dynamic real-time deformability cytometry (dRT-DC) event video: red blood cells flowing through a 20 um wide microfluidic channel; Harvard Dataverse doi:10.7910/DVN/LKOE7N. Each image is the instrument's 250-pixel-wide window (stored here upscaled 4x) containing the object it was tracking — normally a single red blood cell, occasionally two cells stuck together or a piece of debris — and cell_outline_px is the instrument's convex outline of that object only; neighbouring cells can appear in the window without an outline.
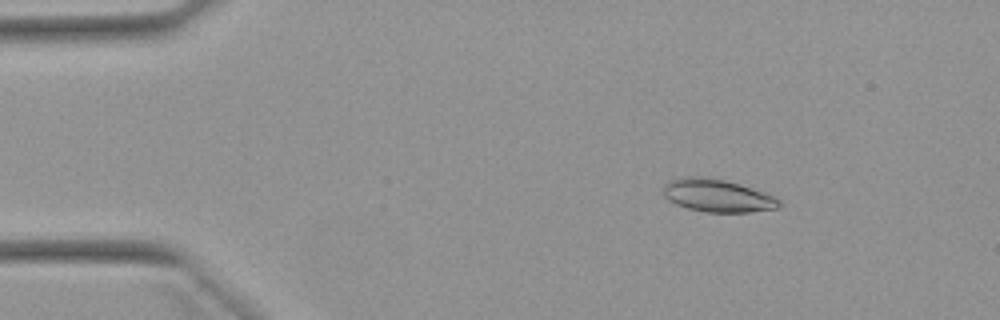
{"species": "Egyptian fruit bat (a non-hibernating species)", "species_latin": "Rousettus aegyptiacus", "temperature_condition": "warm", "stored_images_in_passage": 51, "camera_frame_rate_fps": 3000, "um_per_image_px": 0.085, "animal": {"sex": "female"}, "frame": {"image": 1, "passage_image": 7, "time_ms": 2.0, "image_size_px": [1000, 320], "cell_outline_px": [[780, 204], [776, 208], [748, 212], [704, 212], [688, 208], [676, 204], [668, 200], [664, 196], [660, 188], [668, 180], [688, 176], [700, 176], [724, 180], [764, 192], [780, 200]], "centroid_in_image_um": [60.89, 16.62], "position_along_channel_um": 24.1, "area_um2": 22.02}}
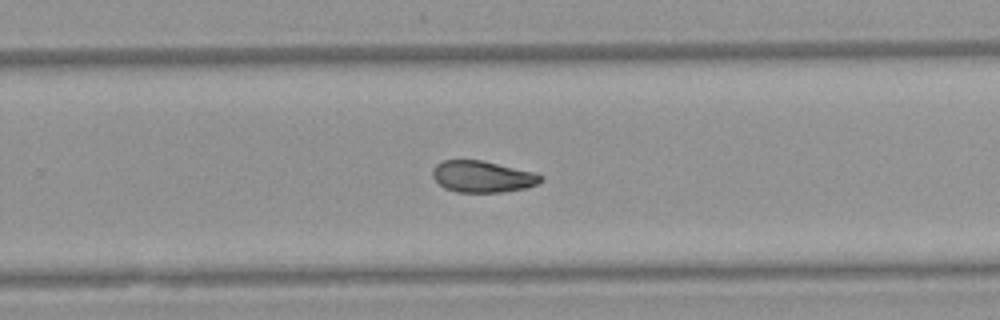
{"frame": {"image": 2, "passage_image": 33, "time_ms": 10.667, "image_size_px": [1000, 320], "cell_outline_px": [[544, 180], [540, 184], [524, 188], [500, 192], [456, 192], [444, 188], [432, 176], [432, 168], [436, 164], [444, 160], [484, 160], [536, 172], [544, 176]], "centroid_in_image_um": [41.05, 15.0], "position_along_channel_um": 288.7, "area_um2": 20.17}}
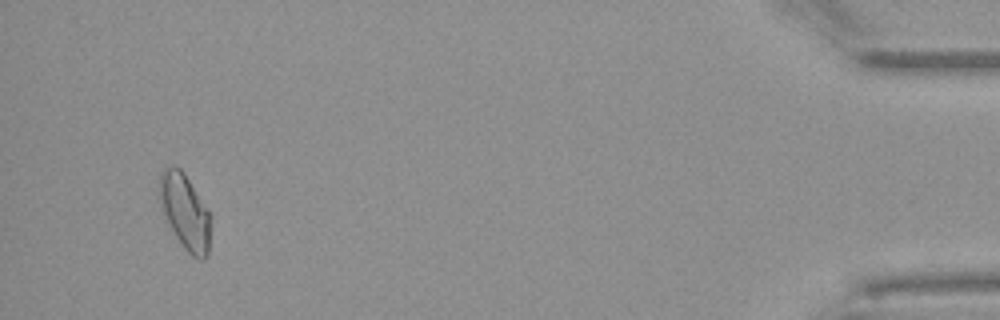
{"frame": {"image": 3, "passage_image": 49, "time_ms": 16.0, "image_size_px": [1000, 320], "cell_outline_px": [[208, 256], [204, 260], [200, 260], [192, 256], [184, 248], [176, 236], [160, 204], [156, 192], [156, 184], [164, 168], [168, 164], [180, 168], [184, 172], [208, 208]], "centroid_in_image_um": [15.67, 17.91], "position_along_channel_um": 419.5, "area_um2": 22.37}, "authors_computed_cell_mechanics": {"area_um2": 20.9814, "velocity_mm_per_s": 3.9135, "shape_relaxation_time_tau1_ms": 7.2613, "shape_relaxation_time_tau2_ms": null, "deformation_change_tau1": 0.172, "deformation_change_tau2": null}}